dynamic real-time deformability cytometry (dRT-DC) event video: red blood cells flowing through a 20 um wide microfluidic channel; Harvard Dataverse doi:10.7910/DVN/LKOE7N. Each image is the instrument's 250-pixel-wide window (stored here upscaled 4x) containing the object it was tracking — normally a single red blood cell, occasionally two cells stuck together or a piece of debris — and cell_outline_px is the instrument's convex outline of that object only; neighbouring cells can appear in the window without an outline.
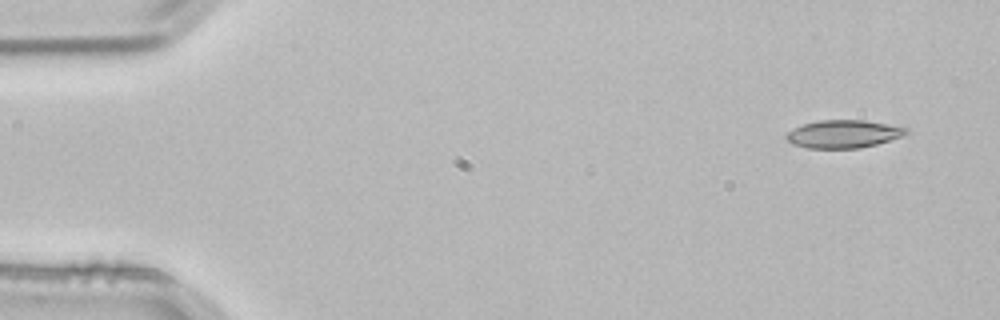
{"species": "common noctule bat (a hibernating species)", "species_latin": "Nyctalus noctula", "temperature_condition": "room temperature", "stored_images_in_passage": 3, "camera_frame_rate_fps": 3000, "um_per_image_px": 0.085, "animal": {"sex": "male", "body_mass_g": 21.5, "forearm_length_mm": 52.0}, "frame": {"image": 1, "passage_image": 3, "time_ms": 0.667, "image_size_px": [1000, 320], "cell_outline_px": [[908, 132], [900, 136], [876, 144], [860, 148], [808, 148], [792, 144], [784, 136], [792, 128], [804, 124], [820, 120], [864, 120], [908, 128]], "centroid_in_image_um": [71.64, 11.39], "position_along_channel_um": 13.4, "area_um2": 19.25}}